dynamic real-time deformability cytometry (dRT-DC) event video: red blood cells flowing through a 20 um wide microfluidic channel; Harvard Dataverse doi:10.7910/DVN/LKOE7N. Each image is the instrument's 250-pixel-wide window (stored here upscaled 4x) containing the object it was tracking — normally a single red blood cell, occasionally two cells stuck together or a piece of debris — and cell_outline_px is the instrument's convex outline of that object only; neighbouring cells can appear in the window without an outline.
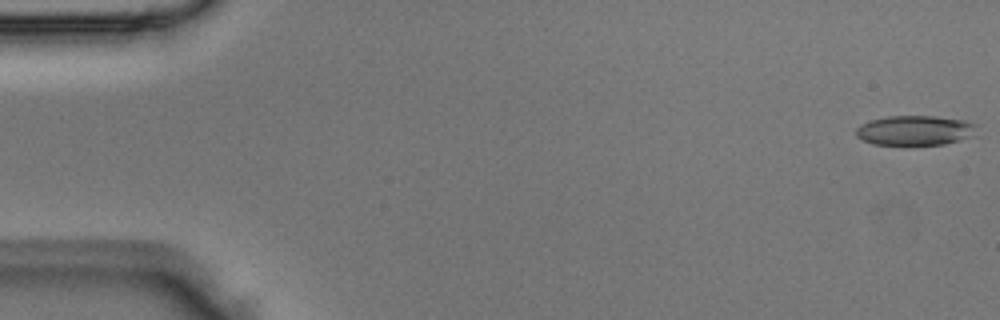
{"species": "Egyptian fruit bat (a non-hibernating species)", "species_latin": "Rousettus aegyptiacus", "temperature_condition": "room temperature", "stored_images_in_passage": 50, "camera_frame_rate_fps": 3000, "um_per_image_px": 0.085, "animal": {"sex": "male"}, "frame": {"image": 1, "passage_image": 1, "time_ms": 0.0, "image_size_px": [1000, 320], "cell_outline_px": [[980, 124], [976, 136], [944, 144], [872, 144], [856, 136], [856, 128], [860, 124], [872, 120], [888, 116], [936, 116], [968, 120]], "centroid_in_image_um": [77.89, 11.07], "position_along_channel_um": 7.1, "area_um2": 21.27}}
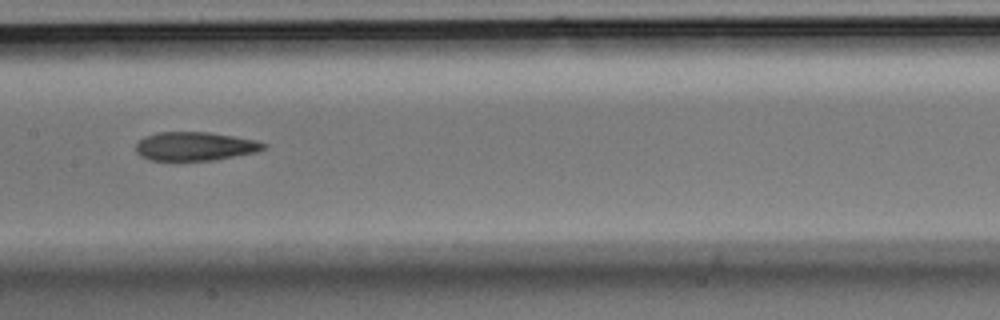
{"frame": {"image": 2, "passage_image": 25, "time_ms": 8.0, "image_size_px": [1000, 320], "cell_outline_px": [[268, 148], [256, 152], [216, 160], [148, 160], [140, 156], [136, 152], [136, 144], [144, 136], [156, 132], [208, 132], [256, 140], [268, 144]], "centroid_in_image_um": [16.58, 12.43], "position_along_channel_um": 190.8, "area_um2": 21.5}}
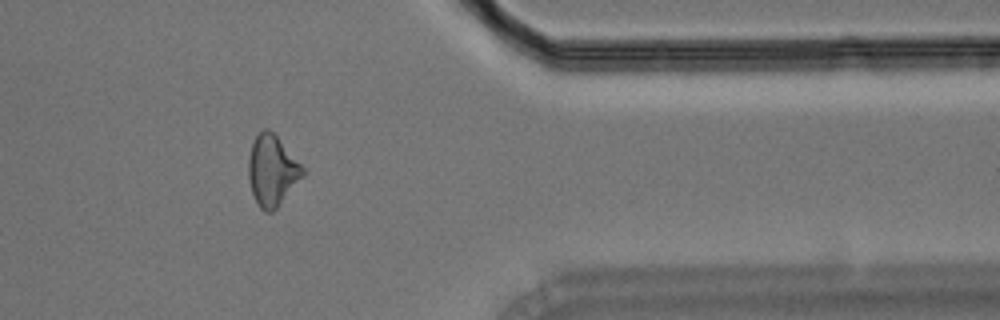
{"frame": {"image": 3, "passage_image": 41, "time_ms": 13.333, "image_size_px": [1000, 320], "cell_outline_px": [[304, 176], [276, 208], [272, 212], [264, 212], [260, 208], [252, 192], [248, 176], [248, 160], [252, 140], [264, 128], [268, 128], [276, 136], [304, 168]], "centroid_in_image_um": [23.11, 14.5], "position_along_channel_um": 388.3, "area_um2": 22.08}}